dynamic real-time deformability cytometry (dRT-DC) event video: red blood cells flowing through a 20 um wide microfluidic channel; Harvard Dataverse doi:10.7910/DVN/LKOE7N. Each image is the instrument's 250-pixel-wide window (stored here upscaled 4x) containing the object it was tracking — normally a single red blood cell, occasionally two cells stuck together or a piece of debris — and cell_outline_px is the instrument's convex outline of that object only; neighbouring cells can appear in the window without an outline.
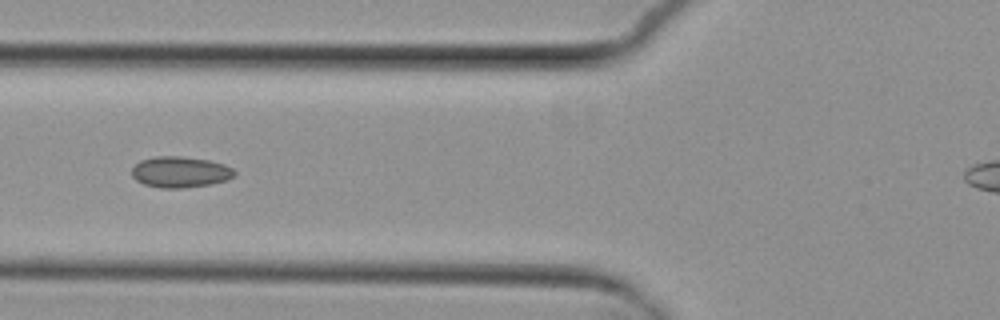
{"species": "common noctule bat (a hibernating species)", "species_latin": "Nyctalus noctula", "temperature_condition": "cold", "stored_images_in_passage": 8, "camera_frame_rate_fps": 3000, "um_per_image_px": 0.085, "animal": {"sex": "female", "body_mass_g": 29.2, "forearm_length_mm": 56.3}, "frame": {"image": 1, "passage_image": 6, "time_ms": 6.667, "image_size_px": [1000, 320], "cell_outline_px": [[236, 176], [228, 180], [212, 184], [184, 188], [160, 188], [144, 184], [136, 180], [132, 176], [132, 168], [140, 160], [156, 156], [180, 156], [208, 160], [224, 164], [232, 168], [236, 172]], "centroid_in_image_um": [15.34, 14.63], "position_along_channel_um": 110.5, "area_um2": 18.73}}
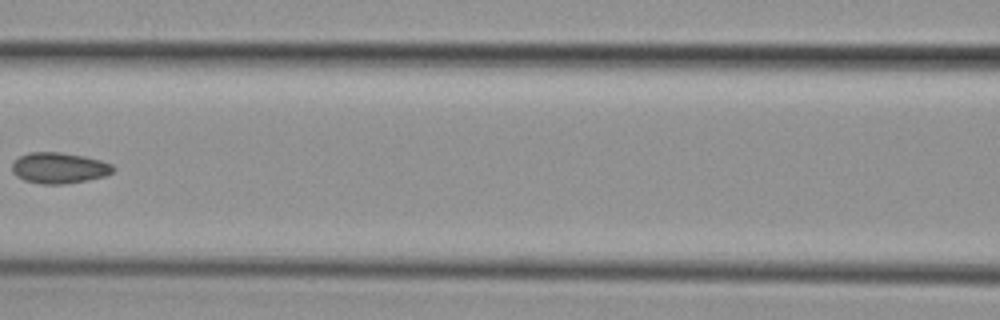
{"frame": {"image": 2, "passage_image": 7, "time_ms": 8.0, "image_size_px": [1000, 320], "cell_outline_px": [[116, 168], [112, 172], [104, 176], [88, 180], [64, 184], [44, 184], [24, 180], [16, 176], [12, 172], [12, 164], [20, 156], [28, 152], [60, 152], [84, 156], [100, 160], [112, 164]], "centroid_in_image_um": [5.03, 14.27], "position_along_channel_um": 161.6, "area_um2": 18.21}}
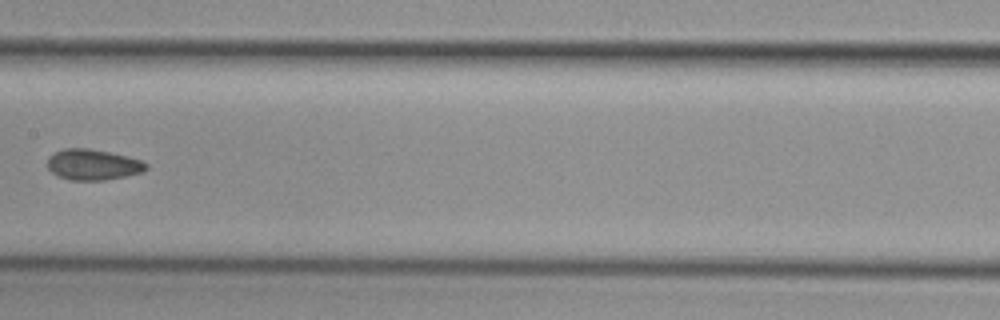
{"frame": {"image": 3, "passage_image": 8, "time_ms": 9.0, "image_size_px": [1000, 320], "cell_outline_px": [[148, 168], [144, 172], [104, 180], [68, 180], [56, 176], [48, 168], [48, 156], [64, 148], [88, 148], [112, 152], [128, 156], [140, 160], [148, 164]], "centroid_in_image_um": [7.9, 13.99], "position_along_channel_um": 199.5, "area_um2": 17.86}}